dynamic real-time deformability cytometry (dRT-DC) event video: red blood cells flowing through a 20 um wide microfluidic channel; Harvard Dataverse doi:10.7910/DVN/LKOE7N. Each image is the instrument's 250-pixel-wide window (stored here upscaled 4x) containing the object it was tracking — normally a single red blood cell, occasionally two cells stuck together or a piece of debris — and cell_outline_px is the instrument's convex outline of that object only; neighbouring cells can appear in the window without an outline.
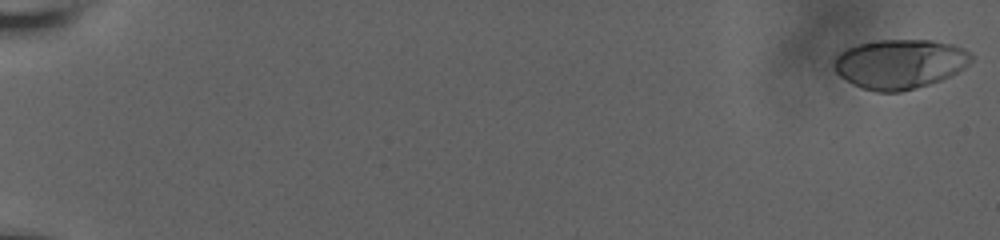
{"species": "human", "species_latin": "Homo sapiens", "temperature_condition": "room temperature", "stored_images_in_passage": 60, "camera_frame_rate_fps": 3000, "um_per_image_px": 0.085, "donor": {"sex": "male"}, "frame": {"image": 1, "passage_image": 1, "time_ms": 0.0, "image_size_px": [1000, 240], "cell_outline_px": [[976, 56], [964, 68], [940, 80], [928, 84], [900, 92], [876, 92], [852, 84], [840, 76], [836, 72], [836, 56], [840, 52], [856, 44], [880, 40], [932, 40], [952, 44], [964, 48]], "centroid_in_image_um": [76.52, 5.42], "position_along_channel_um": 8.5, "area_um2": 39.42}}
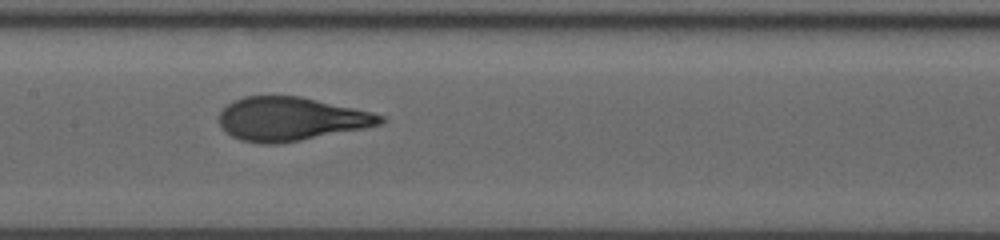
{"frame": {"image": 2, "passage_image": 33, "time_ms": 10.667, "image_size_px": [1000, 240], "cell_outline_px": [[384, 120], [380, 124], [364, 128], [280, 144], [260, 144], [240, 140], [232, 136], [220, 128], [220, 112], [232, 100], [244, 96], [300, 96], [372, 112], [384, 116]], "centroid_in_image_um": [24.68, 10.11], "position_along_channel_um": 182.7, "area_um2": 40.86}}
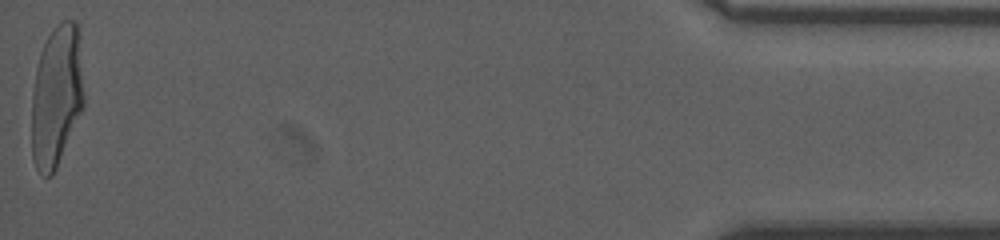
{"frame": {"image": 3, "passage_image": 60, "time_ms": 19.667, "image_size_px": [1000, 240], "cell_outline_px": [[84, 104], [56, 168], [52, 176], [44, 176], [36, 168], [32, 160], [32, 92], [36, 68], [40, 52], [52, 28], [56, 24], [64, 20], [76, 20], [80, 24], [84, 96]], "centroid_in_image_um": [4.82, 8.07], "position_along_channel_um": 430.4, "area_um2": 43.7}, "authors_computed_cell_mechanics": {"area_um2": 40.9513, "velocity_mm_per_s": 3.6812, "shape_relaxation_time_tau1_ms": 4.2989, "shape_relaxation_time_tau2_ms": null, "deformation_change_tau1": 0.2245, "deformation_change_tau2": null}}